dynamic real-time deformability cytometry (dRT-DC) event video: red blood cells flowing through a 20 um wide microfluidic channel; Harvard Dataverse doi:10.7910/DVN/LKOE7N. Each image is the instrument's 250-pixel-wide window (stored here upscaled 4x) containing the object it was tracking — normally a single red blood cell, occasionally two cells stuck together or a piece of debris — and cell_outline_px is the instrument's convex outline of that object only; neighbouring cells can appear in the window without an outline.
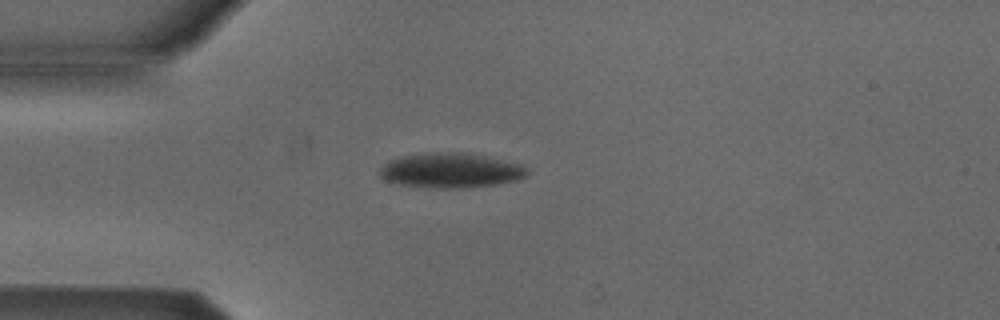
{"species": "Egyptian fruit bat (a non-hibernating species)", "species_latin": "Rousettus aegyptiacus", "temperature_condition": "cold", "stored_images_in_passage": 2, "camera_frame_rate_fps": 3000, "um_per_image_px": 0.085, "animal": {"sex": "male"}, "frame": {"image": 1, "passage_image": 1, "time_ms": 0.0, "image_size_px": [1000, 320], "cell_outline_px": [[528, 176], [516, 180], [496, 184], [460, 188], [436, 188], [400, 184], [384, 180], [380, 176], [380, 168], [388, 160], [404, 156], [432, 152], [468, 152], [488, 156], [524, 164], [528, 168]], "centroid_in_image_um": [38.36, 14.47], "position_along_channel_um": 46.6, "area_um2": 30.17}}